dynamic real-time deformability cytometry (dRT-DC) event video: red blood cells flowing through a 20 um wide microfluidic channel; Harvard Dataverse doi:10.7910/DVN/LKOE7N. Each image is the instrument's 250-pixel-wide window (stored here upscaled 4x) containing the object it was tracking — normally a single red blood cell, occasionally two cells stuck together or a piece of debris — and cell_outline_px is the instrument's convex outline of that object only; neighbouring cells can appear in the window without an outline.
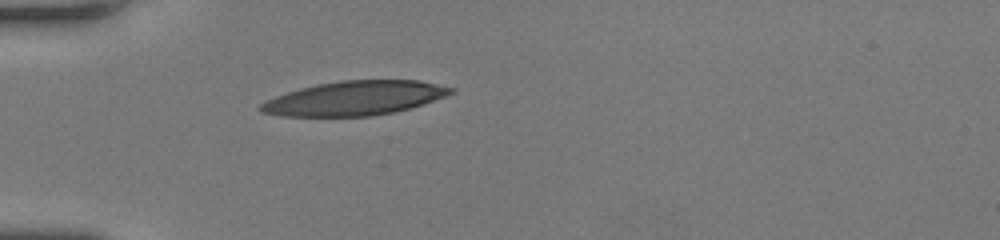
{"species": "human", "species_latin": "Homo sapiens", "temperature_condition": "room temperature", "stored_images_in_passage": 37, "camera_frame_rate_fps": 3000, "um_per_image_px": 0.085, "donor": {"sex": "female"}, "frame": {"image": 1, "passage_image": 1, "time_ms": 0.0, "image_size_px": [1000, 240], "cell_outline_px": [[456, 92], [408, 108], [392, 112], [372, 116], [280, 116], [260, 112], [256, 108], [264, 100], [300, 88], [316, 84], [344, 80], [420, 80], [456, 88]], "centroid_in_image_um": [30.09, 8.34], "position_along_channel_um": 54.9, "area_um2": 37.86}}
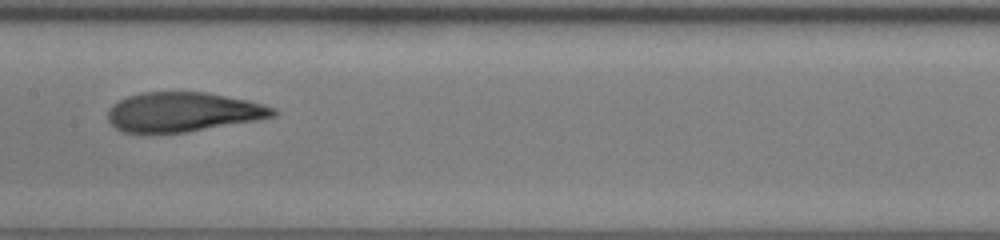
{"frame": {"image": 2, "passage_image": 13, "time_ms": 4.0, "image_size_px": [1000, 240], "cell_outline_px": [[280, 112], [276, 116], [256, 120], [188, 132], [120, 132], [108, 120], [108, 108], [112, 104], [128, 96], [140, 92], [208, 92], [248, 100], [276, 108]], "centroid_in_image_um": [15.58, 9.51], "position_along_channel_um": 191.8, "area_um2": 38.09}}
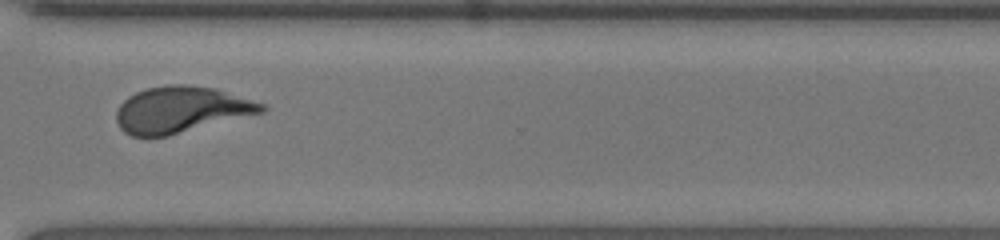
{"frame": {"image": 3, "passage_image": 25, "time_ms": 8.0, "image_size_px": [1000, 240], "cell_outline_px": [[268, 108], [264, 112], [168, 136], [132, 136], [124, 132], [120, 128], [116, 120], [116, 112], [120, 104], [128, 96], [136, 92], [148, 88], [168, 84], [184, 84], [216, 88], [264, 104]], "centroid_in_image_um": [15.38, 9.32], "position_along_channel_um": 355.2, "area_um2": 39.13}, "authors_computed_cell_mechanics": {"area_um2": 38.4948, "velocity_mm_per_s": 3.8968, "shape_relaxation_time_tau1_ms": 8.1808, "shape_relaxation_time_tau2_ms": 1.8568, "deformation_change_tau1": 0.2667, "deformation_change_tau2": 0.1093}}